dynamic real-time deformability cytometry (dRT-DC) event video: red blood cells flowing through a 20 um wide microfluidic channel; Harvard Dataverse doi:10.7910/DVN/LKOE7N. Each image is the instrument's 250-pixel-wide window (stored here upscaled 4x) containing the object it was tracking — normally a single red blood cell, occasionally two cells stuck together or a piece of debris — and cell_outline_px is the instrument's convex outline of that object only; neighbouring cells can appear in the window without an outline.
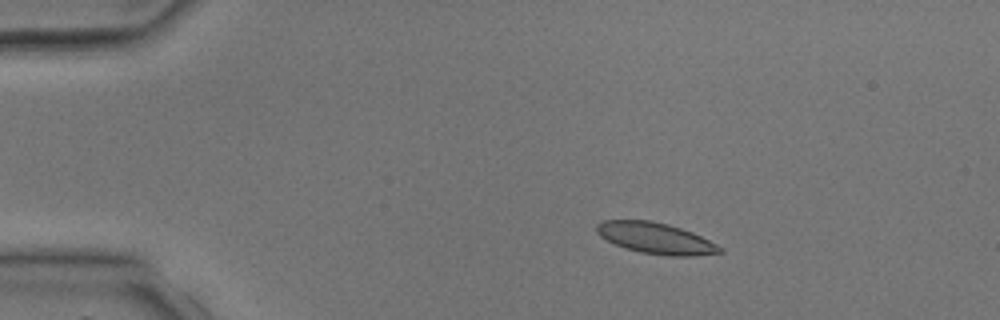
{"species": "common noctule bat (a hibernating species)", "species_latin": "Nyctalus noctula", "temperature_condition": "room temperature", "stored_images_in_passage": 4, "camera_frame_rate_fps": 3000, "um_per_image_px": 0.085, "animal": {"sex": "male", "body_mass_g": 17.9, "forearm_length_mm": 54.2}, "frame": {"image": 1, "passage_image": 3, "time_ms": 2.333, "image_size_px": [1000, 320], "cell_outline_px": [[724, 252], [692, 256], [672, 256], [640, 252], [624, 248], [600, 236], [596, 232], [596, 224], [604, 220], [652, 220], [668, 224], [692, 232], [724, 248]], "centroid_in_image_um": [55.73, 20.24], "position_along_channel_um": 29.3, "area_um2": 22.25}}